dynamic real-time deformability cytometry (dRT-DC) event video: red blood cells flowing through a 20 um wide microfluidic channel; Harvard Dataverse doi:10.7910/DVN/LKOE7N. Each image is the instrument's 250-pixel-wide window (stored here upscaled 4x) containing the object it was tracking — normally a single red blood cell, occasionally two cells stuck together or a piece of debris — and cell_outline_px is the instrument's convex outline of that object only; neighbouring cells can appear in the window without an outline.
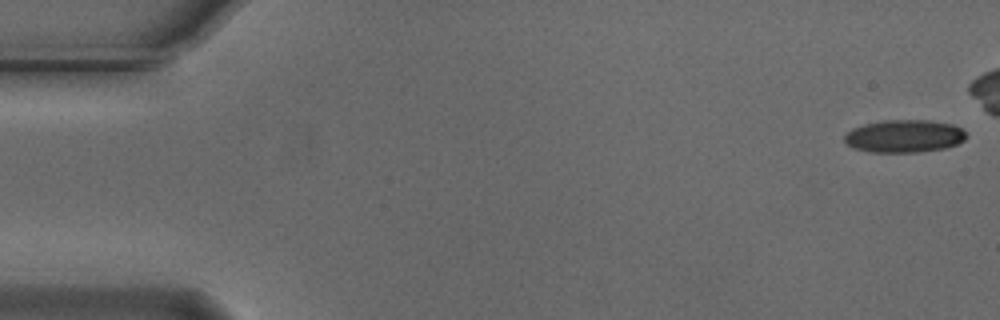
{"species": "Egyptian fruit bat (a non-hibernating species)", "species_latin": "Rousettus aegyptiacus", "temperature_condition": "cold", "stored_images_in_passage": 11, "camera_frame_rate_fps": 3000, "um_per_image_px": 0.085, "animal": {"sex": "male"}, "frame": {"image": 1, "passage_image": 1, "time_ms": 0.0, "image_size_px": [1000, 320], "cell_outline_px": [[968, 136], [964, 140], [956, 144], [944, 148], [916, 152], [872, 152], [856, 148], [848, 144], [844, 140], [844, 136], [852, 128], [864, 124], [884, 120], [928, 120], [952, 124], [960, 128]], "centroid_in_image_um": [76.87, 11.56], "position_along_channel_um": 8.1, "area_um2": 23.0}}